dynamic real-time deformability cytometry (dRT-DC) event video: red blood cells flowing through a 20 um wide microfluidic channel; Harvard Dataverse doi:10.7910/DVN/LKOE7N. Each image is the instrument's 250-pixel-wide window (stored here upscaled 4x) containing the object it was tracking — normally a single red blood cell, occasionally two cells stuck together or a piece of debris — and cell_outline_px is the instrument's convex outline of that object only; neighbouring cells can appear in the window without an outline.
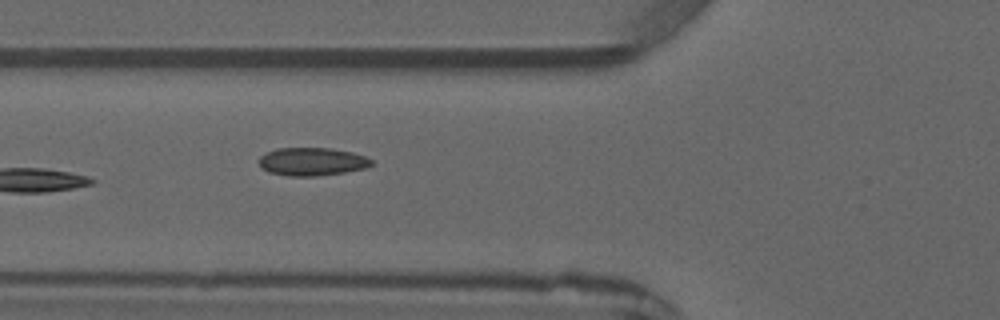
{"species": "common noctule bat (a hibernating species)", "species_latin": "Nyctalus noctula", "temperature_condition": "warm", "stored_images_in_passage": 3, "camera_frame_rate_fps": 3000, "um_per_image_px": 0.085, "animal": {"sex": "male", "forearm_length_mm": 52.5}, "frame": {"image": 1, "passage_image": 3, "time_ms": 2.333, "image_size_px": [1000, 320], "cell_outline_px": [[372, 164], [368, 168], [344, 172], [316, 176], [288, 176], [268, 172], [260, 168], [256, 160], [260, 156], [276, 148], [332, 148], [352, 152], [364, 156], [372, 160]], "centroid_in_image_um": [26.48, 13.74], "position_along_channel_um": 99.3, "area_um2": 18.61}}